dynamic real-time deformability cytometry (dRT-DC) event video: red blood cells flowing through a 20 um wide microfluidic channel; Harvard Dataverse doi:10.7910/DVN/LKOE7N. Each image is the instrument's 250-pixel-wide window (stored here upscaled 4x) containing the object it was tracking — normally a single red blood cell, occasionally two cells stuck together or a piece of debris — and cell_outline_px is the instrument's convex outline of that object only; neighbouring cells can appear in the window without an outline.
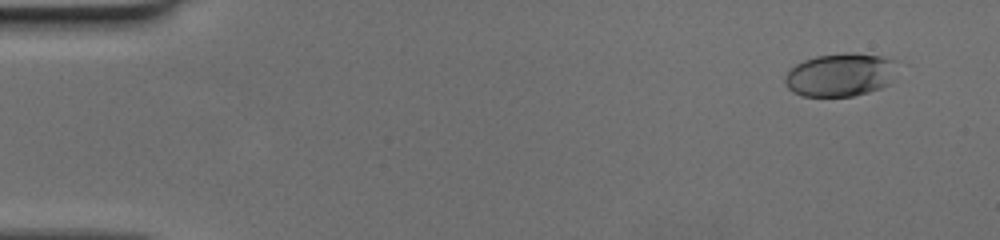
{"species": "human", "species_latin": "Homo sapiens", "temperature_condition": "cold", "stored_images_in_passage": 49, "camera_frame_rate_fps": 3000, "um_per_image_px": 0.085, "donor": {"sex": "female"}, "frame": {"image": 1, "passage_image": 1, "time_ms": 0.0, "image_size_px": [1000, 240], "cell_outline_px": [[900, 60], [888, 84], [880, 88], [868, 92], [852, 96], [800, 96], [792, 92], [788, 88], [784, 80], [784, 76], [796, 64], [804, 60], [816, 56], [880, 56]], "centroid_in_image_um": [71.41, 6.41], "position_along_channel_um": 13.6, "area_um2": 27.46}}
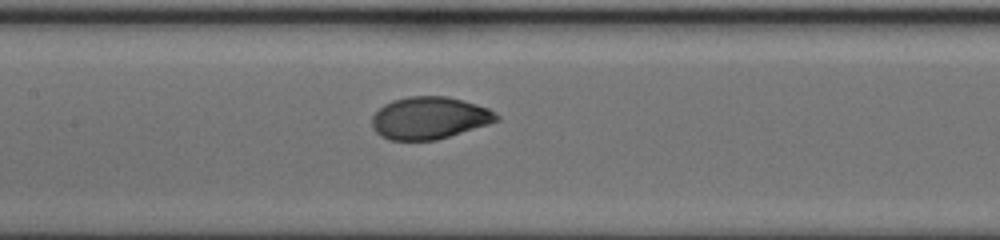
{"frame": {"image": 2, "passage_image": 23, "time_ms": 7.333, "image_size_px": [1000, 240], "cell_outline_px": [[500, 120], [488, 124], [436, 140], [392, 140], [380, 136], [372, 128], [372, 116], [384, 104], [392, 100], [408, 96], [444, 96], [476, 104], [488, 108], [500, 116]], "centroid_in_image_um": [36.48, 10.03], "position_along_channel_um": 170.9, "area_um2": 30.52}}
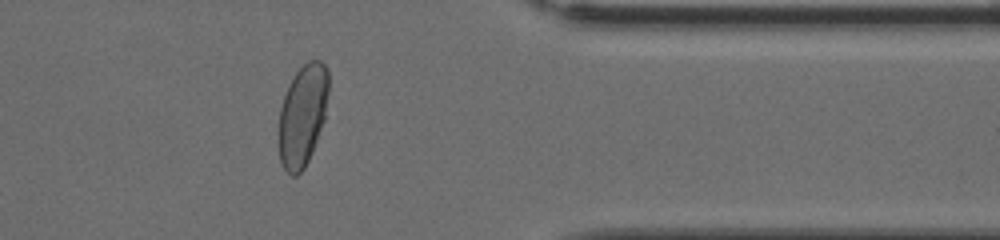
{"frame": {"image": 3, "passage_image": 40, "time_ms": 13.0, "image_size_px": [1000, 240], "cell_outline_px": [[328, 92], [324, 120], [312, 152], [304, 168], [296, 176], [292, 176], [284, 168], [280, 160], [276, 140], [276, 132], [280, 108], [288, 84], [296, 72], [308, 60], [320, 60], [328, 68]], "centroid_in_image_um": [25.68, 9.82], "position_along_channel_um": 385.7, "area_um2": 30.0}}